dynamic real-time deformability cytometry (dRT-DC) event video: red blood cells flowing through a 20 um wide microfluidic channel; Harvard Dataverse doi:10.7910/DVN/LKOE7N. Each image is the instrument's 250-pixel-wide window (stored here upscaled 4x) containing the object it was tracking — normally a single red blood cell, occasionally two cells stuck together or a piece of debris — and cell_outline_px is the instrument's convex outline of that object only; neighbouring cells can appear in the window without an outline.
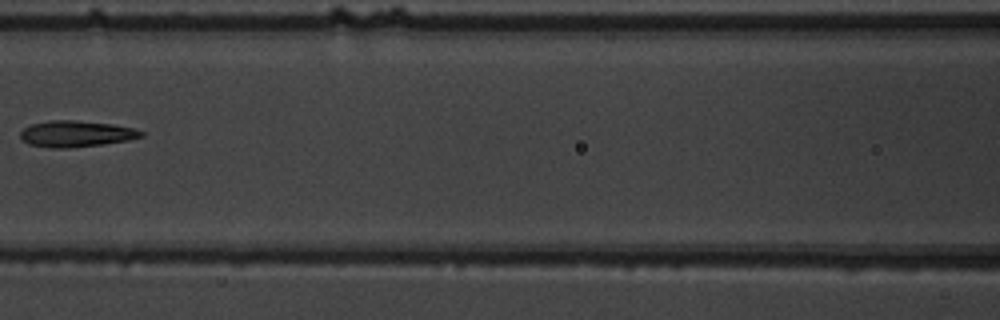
{"species": "common noctule bat (a hibernating species)", "species_latin": "Nyctalus noctula", "temperature_condition": "warm", "stored_images_in_passage": 8, "camera_frame_rate_fps": 3000, "um_per_image_px": 0.085, "animal": {"sex": "male", "body_mass_g": 19.5, "forearm_length_mm": 54.6}, "frame": {"image": 1, "passage_image": 7, "time_ms": 8.0, "image_size_px": [1000, 320], "cell_outline_px": [[144, 136], [128, 140], [100, 144], [64, 148], [52, 148], [28, 144], [20, 136], [20, 132], [24, 128], [32, 124], [48, 120], [76, 120], [112, 124], [132, 128], [144, 132]], "centroid_in_image_um": [6.45, 11.36], "position_along_channel_um": 160.1, "area_um2": 18.26}}
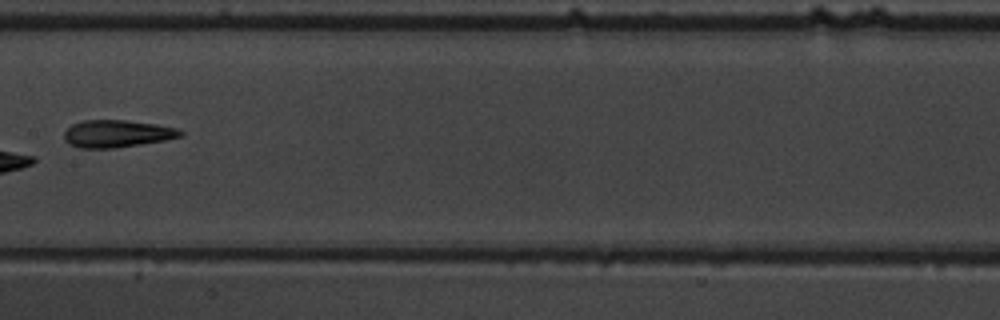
{"frame": {"image": 2, "passage_image": 8, "time_ms": 9.0, "image_size_px": [1000, 320], "cell_outline_px": [[184, 136], [164, 140], [116, 148], [80, 148], [68, 144], [64, 140], [64, 132], [72, 124], [84, 120], [124, 120], [156, 124], [176, 128], [184, 132]], "centroid_in_image_um": [9.93, 11.36], "position_along_channel_um": 197.5, "area_um2": 18.55}}